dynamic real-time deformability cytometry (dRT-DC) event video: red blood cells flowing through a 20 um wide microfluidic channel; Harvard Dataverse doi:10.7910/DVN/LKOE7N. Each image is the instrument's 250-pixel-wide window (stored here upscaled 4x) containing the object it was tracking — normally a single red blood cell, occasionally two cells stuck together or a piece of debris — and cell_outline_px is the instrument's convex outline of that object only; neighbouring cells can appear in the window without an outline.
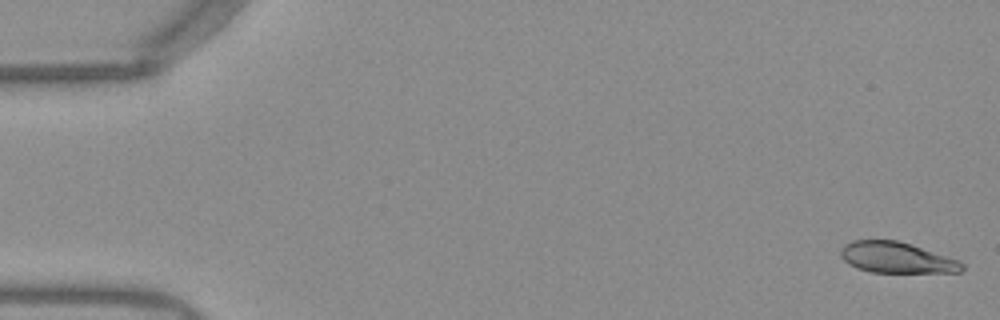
{"species": "Egyptian fruit bat (a non-hibernating species)", "species_latin": "Rousettus aegyptiacus", "temperature_condition": "warm", "stored_images_in_passage": 51, "camera_frame_rate_fps": 3000, "um_per_image_px": 0.085, "frame": {"image": 1, "passage_image": 1, "time_ms": 0.0, "image_size_px": [1000, 320], "cell_outline_px": [[964, 268], [960, 272], [872, 272], [856, 268], [848, 264], [840, 256], [840, 252], [844, 244], [852, 240], [896, 240], [960, 260], [964, 264]], "centroid_in_image_um": [76.19, 21.9], "position_along_channel_um": 8.8, "area_um2": 21.73}}
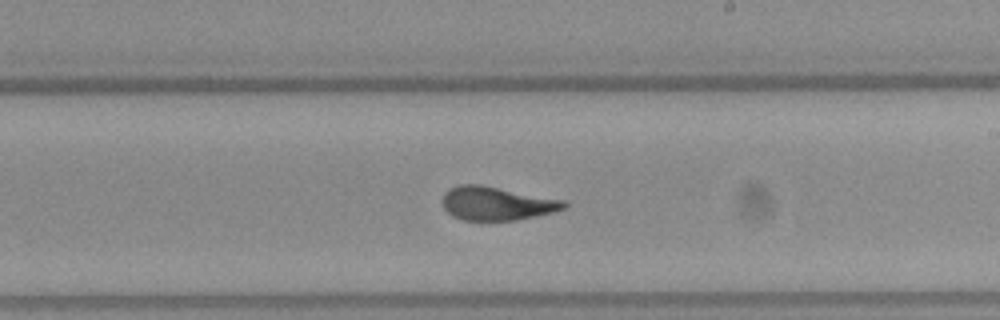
{"frame": {"image": 2, "passage_image": 30, "time_ms": 9.667, "image_size_px": [1000, 320], "cell_outline_px": [[568, 204], [564, 208], [552, 212], [516, 220], [464, 220], [452, 216], [444, 208], [440, 200], [444, 192], [448, 188], [460, 184], [480, 184], [564, 200]], "centroid_in_image_um": [42.15, 17.28], "position_along_channel_um": 246.9, "area_um2": 23.81}}
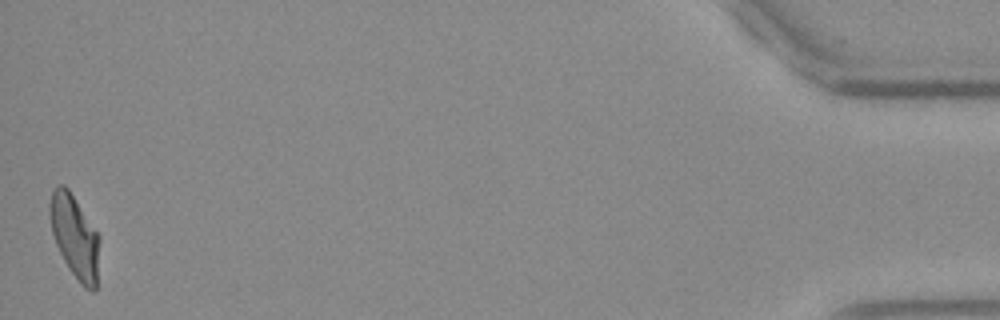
{"frame": {"image": 3, "passage_image": 51, "time_ms": 16.667, "image_size_px": [1000, 320], "cell_outline_px": [[100, 240], [96, 288], [92, 292], [84, 288], [80, 284], [68, 268], [56, 244], [52, 232], [48, 216], [48, 204], [52, 188], [56, 184], [64, 184], [68, 188], [100, 236]], "centroid_in_image_um": [6.33, 20.08], "position_along_channel_um": 428.9, "area_um2": 24.45}, "authors_computed_cell_mechanics": {"area_um2": 23.7558, "velocity_mm_per_s": 3.9345, "shape_relaxation_time_tau1_ms": 6.5062, "shape_relaxation_time_tau2_ms": 1.0978, "deformation_change_tau1": 0.2298, "deformation_change_tau2": 0.0735}}